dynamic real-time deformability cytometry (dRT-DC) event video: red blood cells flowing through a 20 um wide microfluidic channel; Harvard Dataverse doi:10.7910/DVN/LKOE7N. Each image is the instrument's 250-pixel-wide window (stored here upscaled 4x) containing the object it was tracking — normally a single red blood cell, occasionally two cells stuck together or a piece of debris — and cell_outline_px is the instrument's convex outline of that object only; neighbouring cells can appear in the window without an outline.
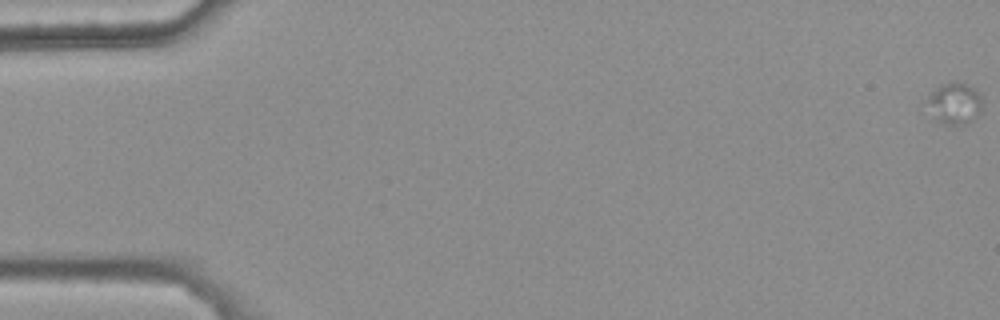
{"species": "common noctule bat (a hibernating species)", "species_latin": "Nyctalus noctula", "temperature_condition": "warm", "stored_images_in_passage": 50, "camera_frame_rate_fps": 3000, "um_per_image_px": 0.085, "animal": {"sex": "female", "body_mass_g": 25.1}, "frame": {"image": 1, "passage_image": 1, "time_ms": 0.0, "image_size_px": [1000, 320], "cell_outline_px": [[980, 112], [964, 124], [944, 124], [936, 120], [928, 100], [932, 92], [940, 84], [948, 80], [956, 80], [972, 88], [980, 96]], "centroid_in_image_um": [81.13, 8.74], "position_along_channel_um": 3.9, "area_um2": 12.72}}